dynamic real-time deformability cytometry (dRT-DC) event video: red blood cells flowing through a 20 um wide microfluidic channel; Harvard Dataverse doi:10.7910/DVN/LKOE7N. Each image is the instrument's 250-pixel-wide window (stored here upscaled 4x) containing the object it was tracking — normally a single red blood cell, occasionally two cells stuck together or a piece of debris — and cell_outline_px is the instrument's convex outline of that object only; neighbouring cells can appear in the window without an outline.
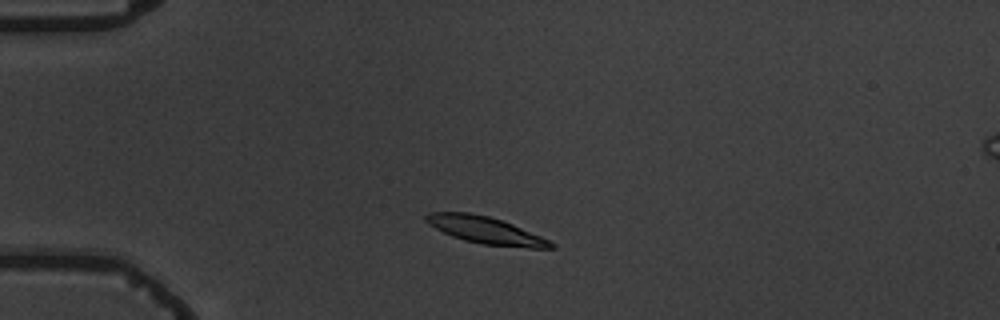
{"species": "common noctule bat (a hibernating species)", "species_latin": "Nyctalus noctula", "temperature_condition": "warm", "stored_images_in_passage": 4, "segment_of_instrument_passage": [1, 2], "camera_frame_rate_fps": 3000, "um_per_image_px": 0.085, "animal": {"sex": "male", "body_mass_g": 19.5, "forearm_length_mm": 54.6}, "frame": {"image": 1, "passage_image": 3, "time_ms": 2.333, "image_size_px": [1000, 320], "cell_outline_px": [[556, 248], [528, 248], [480, 244], [464, 240], [452, 236], [428, 224], [424, 220], [424, 216], [428, 212], [468, 212], [488, 216], [512, 224], [540, 236], [556, 244]], "centroid_in_image_um": [41.26, 19.57], "position_along_channel_um": 43.7, "area_um2": 19.59}}